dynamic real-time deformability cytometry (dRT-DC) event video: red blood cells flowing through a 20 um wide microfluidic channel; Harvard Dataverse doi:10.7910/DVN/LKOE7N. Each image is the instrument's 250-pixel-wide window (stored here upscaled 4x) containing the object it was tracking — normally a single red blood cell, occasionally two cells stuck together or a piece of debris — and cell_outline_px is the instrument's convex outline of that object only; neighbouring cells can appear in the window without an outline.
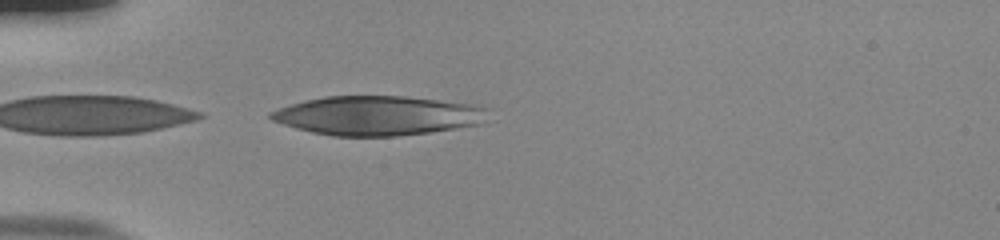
{"species": "human", "species_latin": "Homo sapiens", "temperature_condition": "room temperature", "stored_images_in_passage": 34, "camera_frame_rate_fps": 3000, "um_per_image_px": 0.085, "donor": {"sex": "male"}, "frame": {"image": 1, "passage_image": 1, "time_ms": 0.0, "image_size_px": [1000, 240], "cell_outline_px": [[488, 108], [480, 124], [432, 132], [396, 136], [332, 136], [312, 132], [296, 128], [272, 120], [268, 116], [268, 112], [304, 100], [324, 96], [404, 96], [472, 104]], "centroid_in_image_um": [32.06, 9.82], "position_along_channel_um": 52.9, "area_um2": 49.53}}
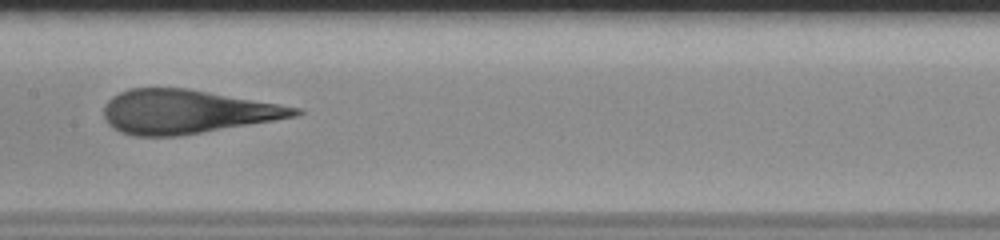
{"frame": {"image": 2, "passage_image": 13, "time_ms": 4.0, "image_size_px": [1000, 240], "cell_outline_px": [[304, 112], [296, 116], [176, 136], [132, 136], [120, 132], [112, 128], [104, 120], [104, 104], [112, 96], [128, 88], [188, 88], [300, 108]], "centroid_in_image_um": [15.77, 9.49], "position_along_channel_um": 191.6, "area_um2": 48.32}}
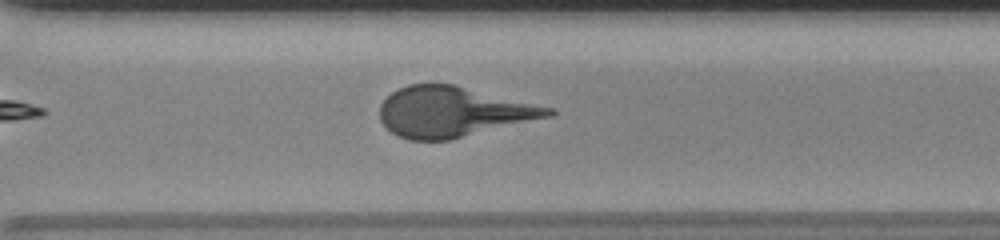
{"frame": {"image": 3, "passage_image": 24, "time_ms": 7.667, "image_size_px": [1000, 240], "cell_outline_px": [[556, 112], [552, 116], [448, 140], [408, 140], [396, 136], [380, 120], [380, 104], [392, 92], [408, 84], [452, 84], [556, 108]], "centroid_in_image_um": [38.52, 9.51], "position_along_channel_um": 332.1, "area_um2": 49.19}, "authors_computed_cell_mechanics": {"area_um2": 49.2456, "velocity_mm_per_s": 3.8431, "shape_relaxation_time_tau1_ms": 4.3351, "shape_relaxation_time_tau2_ms": 0.8541, "deformation_change_tau1": 0.2046, "deformation_change_tau2": 0.0992}}